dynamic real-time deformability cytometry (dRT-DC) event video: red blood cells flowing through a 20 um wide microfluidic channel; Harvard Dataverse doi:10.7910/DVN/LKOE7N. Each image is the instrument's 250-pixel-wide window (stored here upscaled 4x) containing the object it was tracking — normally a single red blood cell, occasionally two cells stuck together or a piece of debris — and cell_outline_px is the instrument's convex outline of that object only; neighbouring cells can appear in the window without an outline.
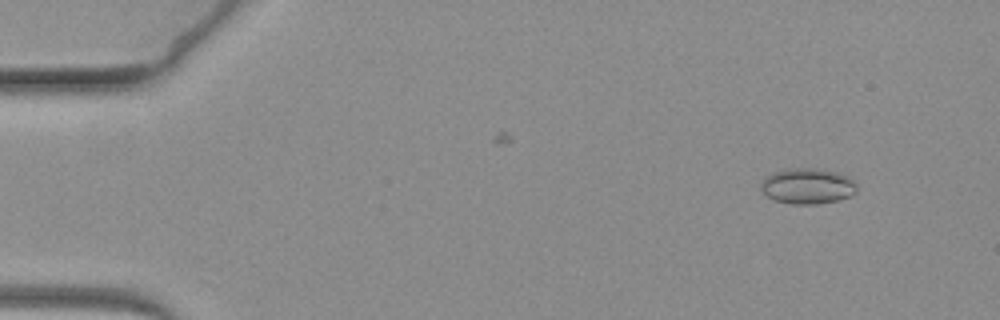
{"species": "common noctule bat (a hibernating species)", "species_latin": "Nyctalus noctula", "temperature_condition": "warm", "stored_images_in_passage": 10, "camera_frame_rate_fps": 3000, "um_per_image_px": 0.085, "animal": {"sex": "female", "body_mass_g": 19.3, "forearm_length_mm": 54.1}, "frame": {"image": 1, "passage_image": 2, "time_ms": 0.333, "image_size_px": [1000, 320], "cell_outline_px": [[856, 192], [848, 196], [836, 200], [816, 204], [788, 204], [776, 200], [768, 196], [760, 188], [760, 184], [768, 176], [784, 168], [816, 168], [840, 172], [852, 180], [856, 184]], "centroid_in_image_um": [68.64, 15.8], "position_along_channel_um": 16.4, "area_um2": 19.77}}